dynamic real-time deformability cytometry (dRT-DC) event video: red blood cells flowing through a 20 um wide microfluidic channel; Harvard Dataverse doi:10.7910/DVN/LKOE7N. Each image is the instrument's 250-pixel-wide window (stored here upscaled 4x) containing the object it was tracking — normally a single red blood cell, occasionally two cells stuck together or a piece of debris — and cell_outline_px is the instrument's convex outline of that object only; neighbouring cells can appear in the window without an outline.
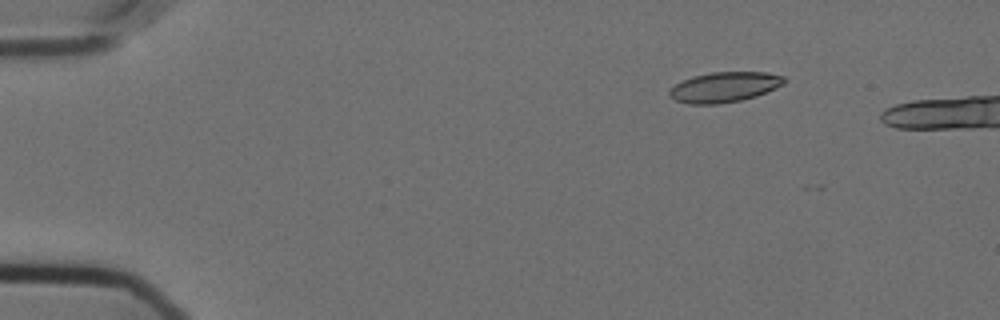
{"species": "Egyptian fruit bat (a non-hibernating species)", "species_latin": "Rousettus aegyptiacus", "temperature_condition": "cold", "stored_images_in_passage": 5, "camera_frame_rate_fps": 3000, "um_per_image_px": 0.085, "animal": {"sex": "female"}, "frame": {"image": 1, "passage_image": 1, "time_ms": 0.0, "image_size_px": [1000, 320], "cell_outline_px": [[784, 84], [776, 88], [756, 96], [740, 100], [720, 104], [688, 104], [676, 100], [668, 96], [668, 92], [676, 84], [692, 76], [712, 72], [768, 72], [784, 76]], "centroid_in_image_um": [61.57, 7.4], "position_along_channel_um": 23.4, "area_um2": 20.17}}